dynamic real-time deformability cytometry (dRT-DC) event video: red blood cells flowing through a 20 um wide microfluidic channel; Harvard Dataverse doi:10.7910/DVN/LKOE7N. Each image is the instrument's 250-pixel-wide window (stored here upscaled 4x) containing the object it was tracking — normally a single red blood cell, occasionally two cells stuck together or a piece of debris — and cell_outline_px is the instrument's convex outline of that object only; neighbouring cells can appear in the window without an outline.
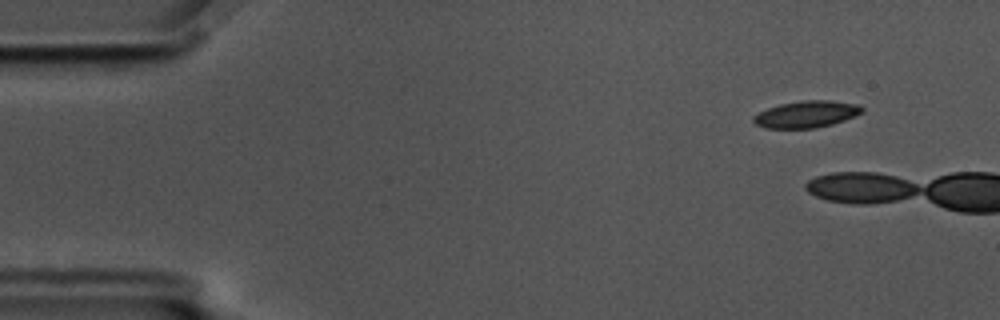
{"species": "common noctule bat (a hibernating species)", "species_latin": "Nyctalus noctula", "temperature_condition": "cold", "stored_images_in_passage": 7, "camera_frame_rate_fps": 3000, "um_per_image_px": 0.085, "animal": {"sex": "male", "body_mass_g": 17.5, "forearm_length_mm": 52.3}, "frame": {"image": 1, "passage_image": 4, "time_ms": 1.0, "image_size_px": [1000, 320], "cell_outline_px": [[864, 112], [844, 120], [832, 124], [816, 128], [764, 128], [756, 124], [752, 120], [752, 116], [768, 108], [780, 104], [800, 100], [828, 100], [856, 104], [864, 108]], "centroid_in_image_um": [68.54, 9.71], "position_along_channel_um": 16.5, "area_um2": 16.94}}